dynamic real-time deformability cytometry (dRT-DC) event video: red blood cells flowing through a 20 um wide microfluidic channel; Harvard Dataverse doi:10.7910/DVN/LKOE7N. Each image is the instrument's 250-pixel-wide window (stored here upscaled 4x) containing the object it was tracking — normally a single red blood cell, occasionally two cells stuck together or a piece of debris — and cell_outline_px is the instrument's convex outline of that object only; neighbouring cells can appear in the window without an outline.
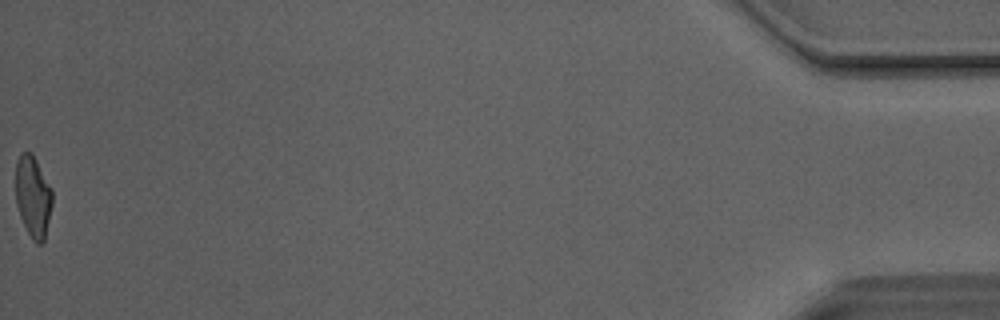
{"species": "Egyptian fruit bat (a non-hibernating species)", "species_latin": "Rousettus aegyptiacus", "temperature_condition": "room temperature", "stored_images_in_passage": 37, "camera_frame_rate_fps": 3000, "um_per_image_px": 0.085, "animal": {"sex": "male"}, "frame": {"image": 1, "passage_image": 37, "time_ms": 12.0, "image_size_px": [1000, 320], "cell_outline_px": [[52, 204], [44, 240], [40, 244], [36, 244], [32, 240], [20, 216], [16, 204], [16, 160], [20, 152], [32, 152], [52, 188]], "centroid_in_image_um": [2.8, 16.67], "position_along_channel_um": 432.4, "area_um2": 17.46}, "authors_computed_cell_mechanics": {"area_um2": 18.1492, "velocity_mm_per_s": 4.1358, "shape_relaxation_time_tau1_ms": 5.4227, "shape_relaxation_time_tau2_ms": 1.16, "deformation_change_tau1": 0.1983, "deformation_change_tau2": 0.0877}}